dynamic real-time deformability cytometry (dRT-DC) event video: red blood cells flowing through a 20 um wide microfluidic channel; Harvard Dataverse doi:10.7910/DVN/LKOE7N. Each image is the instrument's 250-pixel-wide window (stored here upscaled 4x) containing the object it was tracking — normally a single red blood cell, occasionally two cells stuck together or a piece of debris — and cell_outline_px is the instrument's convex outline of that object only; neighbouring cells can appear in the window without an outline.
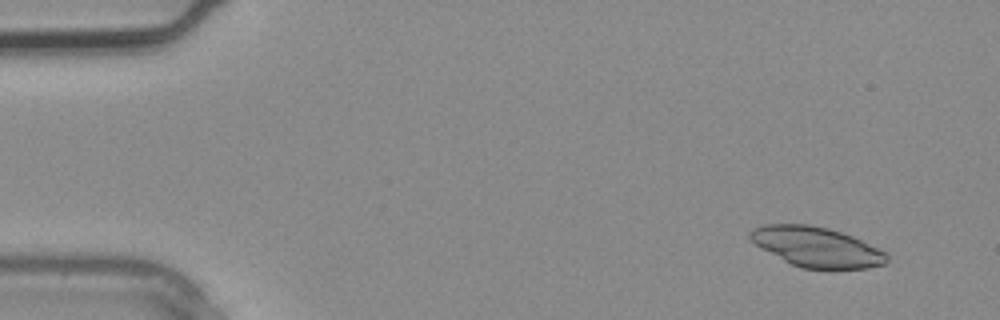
{"species": "common noctule bat (a hibernating species)", "species_latin": "Nyctalus noctula", "temperature_condition": "warm", "stored_images_in_passage": 2, "camera_frame_rate_fps": 3000, "um_per_image_px": 0.085, "animal": {"sex": "male", "body_mass_g": 20.4}, "frame": {"image": 1, "passage_image": 1, "time_ms": 0.0, "image_size_px": [1000, 320], "cell_outline_px": [[888, 260], [884, 264], [868, 268], [800, 268], [760, 248], [748, 236], [748, 232], [752, 228], [764, 224], [808, 224], [828, 228], [852, 236], [888, 252]], "centroid_in_image_um": [69.41, 20.98], "position_along_channel_um": 15.6, "area_um2": 31.73}}